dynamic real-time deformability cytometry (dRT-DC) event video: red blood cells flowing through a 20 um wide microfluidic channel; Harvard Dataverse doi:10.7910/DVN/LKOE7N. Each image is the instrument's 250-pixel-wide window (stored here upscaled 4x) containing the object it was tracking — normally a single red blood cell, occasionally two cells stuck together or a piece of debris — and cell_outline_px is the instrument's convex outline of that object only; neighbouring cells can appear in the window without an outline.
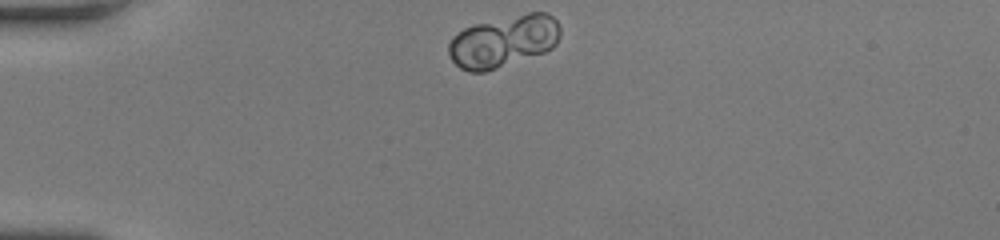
{"species": "human", "species_latin": "Homo sapiens", "temperature_condition": "room temperature", "stored_images_in_passage": 37, "camera_frame_rate_fps": 3000, "um_per_image_px": 0.085, "donor": {"sex": "female"}, "frame": {"image": 1, "passage_image": 1, "time_ms": 0.0, "image_size_px": [1000, 240], "cell_outline_px": [[560, 36], [556, 44], [552, 48], [544, 52], [484, 72], [468, 72], [460, 68], [452, 60], [448, 52], [448, 44], [452, 36], [464, 28], [476, 24], [528, 12], [544, 12], [552, 16], [556, 20], [560, 28]], "centroid_in_image_um": [42.79, 3.5], "position_along_channel_um": 42.2, "area_um2": 33.58}}